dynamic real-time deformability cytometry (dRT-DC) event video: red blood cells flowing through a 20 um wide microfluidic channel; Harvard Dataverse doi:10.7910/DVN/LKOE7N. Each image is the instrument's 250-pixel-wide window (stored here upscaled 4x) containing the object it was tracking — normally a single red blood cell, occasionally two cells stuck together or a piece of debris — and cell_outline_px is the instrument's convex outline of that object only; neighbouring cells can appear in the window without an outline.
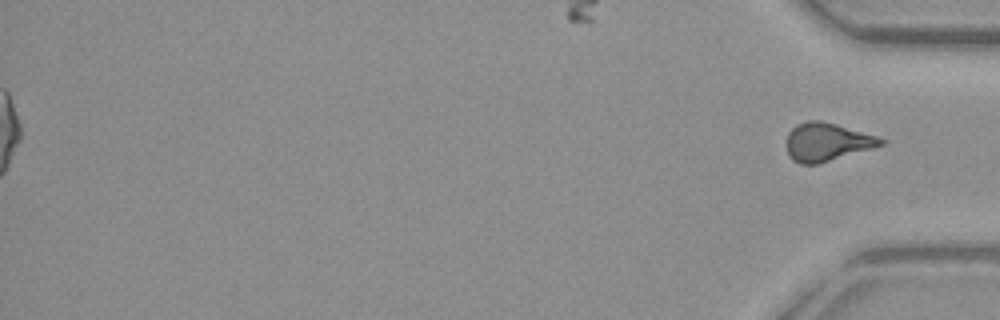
{"species": "common noctule bat (a hibernating species)", "species_latin": "Nyctalus noctula", "temperature_condition": "warm", "stored_images_in_passage": 56, "segment_of_instrument_passage": [2, 2], "camera_frame_rate_fps": 3000, "um_per_image_px": 0.085, "animal": {"sex": "female", "body_mass_g": 29.2, "forearm_length_mm": 56.3}, "frame": {"image": 1, "passage_image": 56, "time_ms": 18.333, "image_size_px": [1000, 320], "cell_outline_px": [[884, 144], [872, 148], [820, 164], [800, 164], [792, 160], [788, 152], [788, 132], [796, 124], [808, 120], [820, 120], [836, 124], [876, 136], [884, 140]], "centroid_in_image_um": [70.27, 12.07], "position_along_channel_um": 364.9, "area_um2": 20.81}}